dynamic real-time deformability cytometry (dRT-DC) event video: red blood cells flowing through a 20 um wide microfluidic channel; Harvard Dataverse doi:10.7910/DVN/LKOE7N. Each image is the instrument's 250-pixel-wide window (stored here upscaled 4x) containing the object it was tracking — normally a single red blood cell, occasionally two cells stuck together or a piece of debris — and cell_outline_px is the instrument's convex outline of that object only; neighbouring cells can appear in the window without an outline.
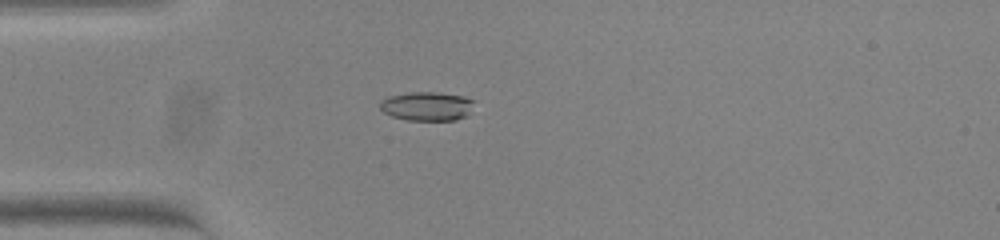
{"species": "common noctule bat (a hibernating species)", "species_latin": "Nyctalus noctula", "temperature_condition": "warm", "stored_images_in_passage": 40, "camera_frame_rate_fps": 3000, "um_per_image_px": 0.085, "animal": {"sex": "female", "body_mass_g": 23.0, "forearm_length_mm": 53.4}, "frame": {"image": 1, "passage_image": 1, "time_ms": 0.0, "image_size_px": [1000, 240], "cell_outline_px": [[472, 100], [464, 116], [456, 120], [408, 120], [392, 116], [384, 112], [380, 108], [380, 100], [388, 96], [412, 92], [440, 92], [464, 96]], "centroid_in_image_um": [36.2, 9.01], "position_along_channel_um": 48.8, "area_um2": 15.55}}
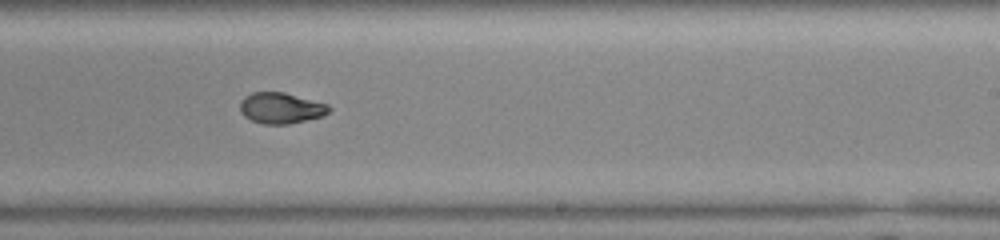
{"frame": {"image": 2, "passage_image": 19, "time_ms": 6.0, "image_size_px": [1000, 240], "cell_outline_px": [[332, 108], [324, 116], [288, 124], [264, 124], [252, 120], [244, 116], [240, 112], [240, 100], [244, 96], [252, 92], [284, 92], [328, 104]], "centroid_in_image_um": [23.87, 9.18], "position_along_channel_um": 265.1, "area_um2": 16.13}}
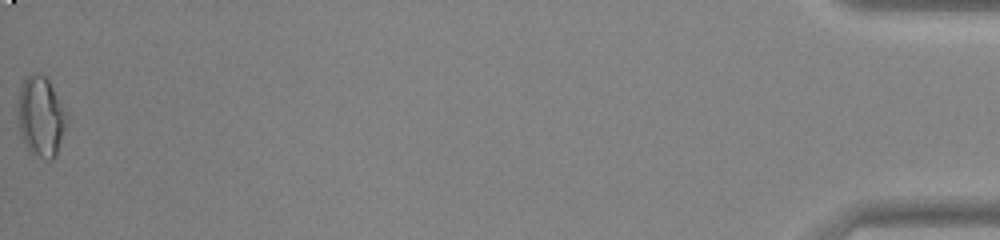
{"frame": {"image": 3, "passage_image": 40, "time_ms": 13.0, "image_size_px": [1000, 240], "cell_outline_px": [[68, 124], [56, 156], [52, 160], [44, 160], [28, 152], [20, 136], [16, 108], [20, 84], [32, 72], [36, 72], [44, 76], [48, 80], [68, 112]], "centroid_in_image_um": [3.47, 9.94], "position_along_channel_um": 431.7, "area_um2": 23.81}, "authors_computed_cell_mechanics": {"area_um2": 16.5886, "velocity_mm_per_s": 3.8392, "shape_relaxation_time_tau1_ms": null, "shape_relaxation_time_tau2_ms": 2.0323, "deformation_change_tau1": null, "deformation_change_tau2": 0.048}}